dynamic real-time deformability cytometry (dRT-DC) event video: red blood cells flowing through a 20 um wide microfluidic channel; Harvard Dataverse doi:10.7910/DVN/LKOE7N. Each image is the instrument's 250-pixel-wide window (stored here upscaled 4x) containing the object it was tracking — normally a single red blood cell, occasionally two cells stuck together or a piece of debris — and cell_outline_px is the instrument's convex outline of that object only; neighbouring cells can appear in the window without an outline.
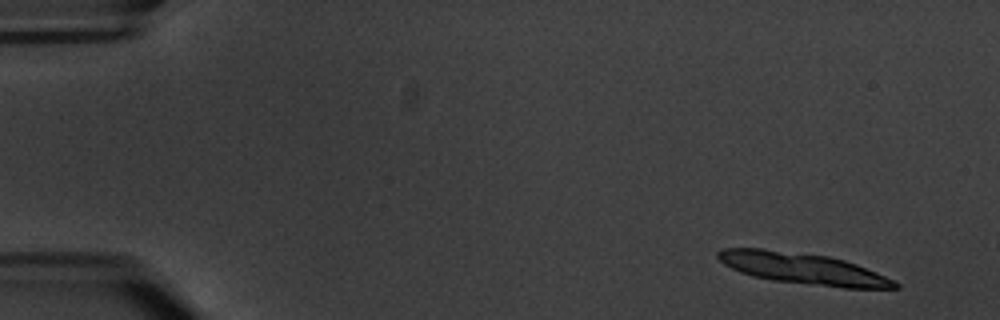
{"species": "common noctule bat (a hibernating species)", "species_latin": "Nyctalus noctula", "temperature_condition": "warm", "stored_images_in_passage": 3, "camera_frame_rate_fps": 3000, "um_per_image_px": 0.085, "animal": {"sex": "male", "body_mass_g": 20.1, "forearm_length_mm": 53.5}, "frame": {"image": 1, "passage_image": 1, "time_ms": 0.0, "image_size_px": [1000, 320], "cell_outline_px": [[900, 288], [844, 288], [772, 280], [752, 276], [740, 272], [724, 264], [716, 256], [716, 252], [724, 248], [764, 248], [828, 256], [844, 260], [856, 264], [876, 272], [900, 284]], "centroid_in_image_um": [68.22, 22.82], "position_along_channel_um": 16.8, "area_um2": 32.08}}